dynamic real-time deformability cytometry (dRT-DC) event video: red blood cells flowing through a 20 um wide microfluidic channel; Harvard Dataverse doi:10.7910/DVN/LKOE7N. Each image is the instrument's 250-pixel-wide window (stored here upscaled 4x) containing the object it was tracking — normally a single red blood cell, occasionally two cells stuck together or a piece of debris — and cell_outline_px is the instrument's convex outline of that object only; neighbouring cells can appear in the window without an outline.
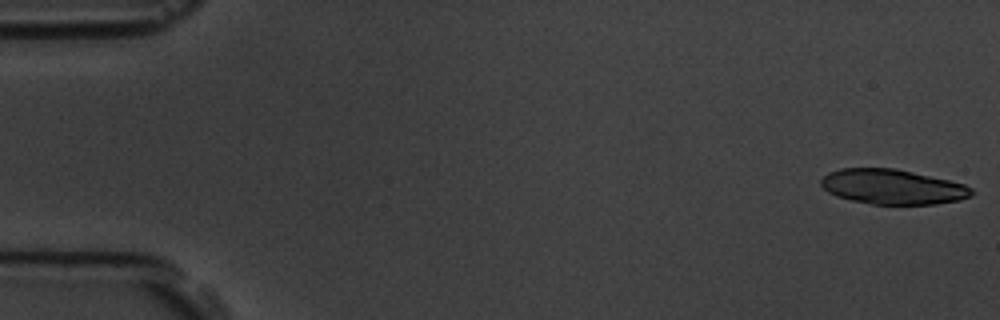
{"species": "common noctule bat (a hibernating species)", "species_latin": "Nyctalus noctula", "temperature_condition": "room temperature", "stored_images_in_passage": 56, "camera_frame_rate_fps": 3000, "um_per_image_px": 0.085, "animal": {"sex": "male", "body_mass_g": 19.5, "forearm_length_mm": 54.6}, "frame": {"image": 1, "passage_image": 1, "time_ms": 0.0, "image_size_px": [1000, 320], "cell_outline_px": [[976, 192], [972, 196], [960, 200], [936, 204], [872, 204], [852, 200], [836, 196], [828, 192], [820, 184], [820, 180], [828, 172], [840, 168], [896, 168], [948, 180], [964, 184], [972, 188]], "centroid_in_image_um": [75.88, 15.87], "position_along_channel_um": 9.1, "area_um2": 30.75}}
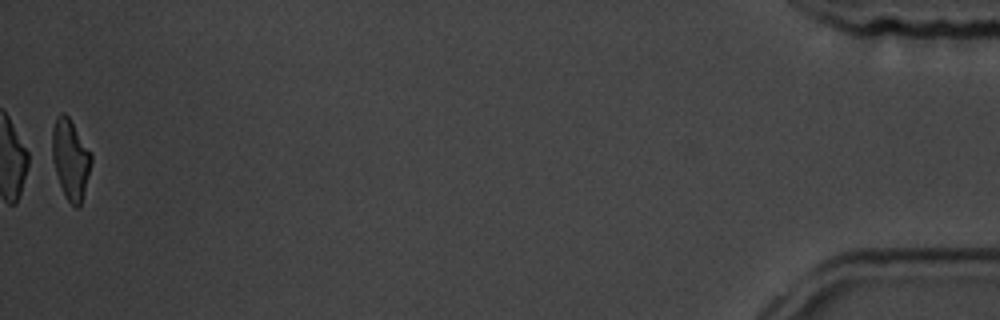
{"frame": {"image": 2, "passage_image": 56, "time_ms": 18.333, "image_size_px": [1000, 320], "cell_outline_px": [[92, 160], [80, 208], [76, 208], [68, 200], [60, 184], [52, 160], [52, 128], [56, 116], [60, 112], [64, 112], [68, 116], [92, 156]], "centroid_in_image_um": [5.97, 13.51], "position_along_channel_um": 429.2, "area_um2": 17.86}, "authors_computed_cell_mechanics": {"area_um2": 19.8254, "velocity_mm_per_s": 3.6289, "shape_relaxation_time_tau1_ms": 3.4691, "shape_relaxation_time_tau2_ms": 2.8476, "deformation_change_tau1": 0.1522, "deformation_change_tau2": 0.0996}}